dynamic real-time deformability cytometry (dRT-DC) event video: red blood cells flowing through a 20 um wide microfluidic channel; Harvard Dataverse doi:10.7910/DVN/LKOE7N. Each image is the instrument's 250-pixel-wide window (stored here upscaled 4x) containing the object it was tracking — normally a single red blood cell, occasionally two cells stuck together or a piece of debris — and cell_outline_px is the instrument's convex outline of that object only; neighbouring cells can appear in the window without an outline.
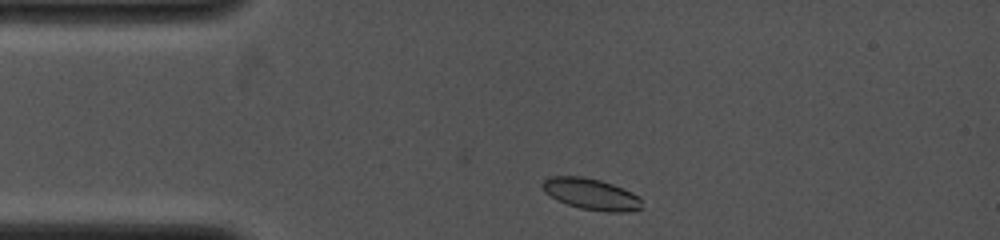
{"species": "common noctule bat (a hibernating species)", "species_latin": "Nyctalus noctula", "temperature_condition": "cold", "stored_images_in_passage": 4, "camera_frame_rate_fps": 4000, "um_per_image_px": 0.085, "animal": {"sex": "female", "body_mass_g": 19.0, "forearm_length_mm": 53.3}, "frame": {"image": 1, "passage_image": 1, "time_ms": 0.0, "image_size_px": [1000, 240], "cell_outline_px": [[644, 208], [628, 212], [604, 212], [580, 208], [556, 200], [544, 192], [540, 184], [548, 176], [584, 176], [600, 180], [612, 184], [632, 192], [640, 196]], "centroid_in_image_um": [50.26, 16.5], "position_along_channel_um": 34.7, "area_um2": 18.5}}
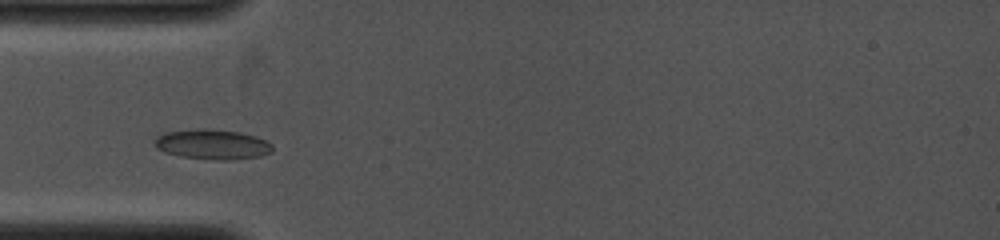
{"frame": {"image": 2, "passage_image": 3, "time_ms": 1.5, "image_size_px": [1000, 240], "cell_outline_px": [[272, 152], [260, 156], [232, 160], [220, 160], [184, 156], [164, 152], [156, 148], [152, 144], [156, 136], [164, 132], [196, 128], [208, 128], [240, 132], [256, 136], [272, 144]], "centroid_in_image_um": [18.02, 12.25], "position_along_channel_um": 67.0, "area_um2": 20.75}}
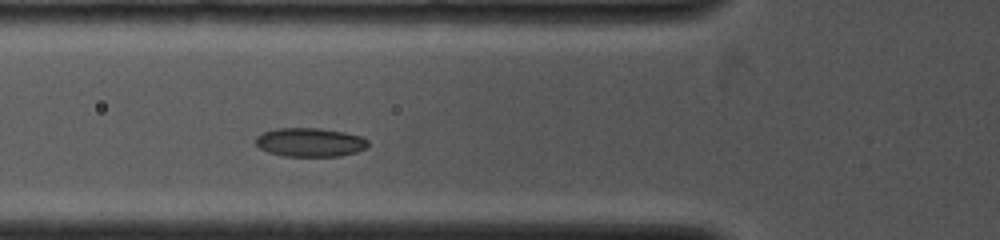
{"frame": {"image": 3, "passage_image": 4, "time_ms": 2.25, "image_size_px": [1000, 240], "cell_outline_px": [[368, 144], [364, 148], [356, 152], [340, 156], [284, 156], [268, 152], [260, 148], [256, 144], [256, 136], [264, 132], [276, 128], [320, 128], [344, 132], [364, 136], [368, 140]], "centroid_in_image_um": [26.36, 12.09], "position_along_channel_um": 99.4, "area_um2": 18.9}}